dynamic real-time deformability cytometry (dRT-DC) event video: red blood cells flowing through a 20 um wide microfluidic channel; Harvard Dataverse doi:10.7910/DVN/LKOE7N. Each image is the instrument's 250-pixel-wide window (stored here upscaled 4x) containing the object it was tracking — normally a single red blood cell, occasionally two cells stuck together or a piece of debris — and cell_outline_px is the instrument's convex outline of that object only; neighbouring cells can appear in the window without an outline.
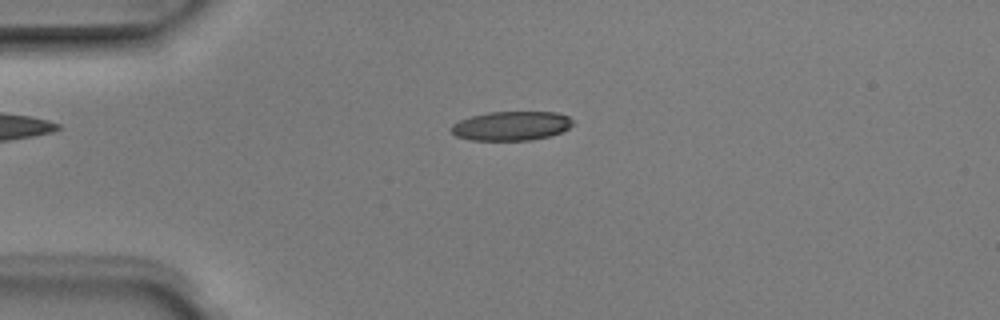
{"species": "Egyptian fruit bat (a non-hibernating species)", "species_latin": "Rousettus aegyptiacus", "temperature_condition": "room temperature", "stored_images_in_passage": 5, "camera_frame_rate_fps": 3000, "um_per_image_px": 0.085, "animal": {"sex": "male"}, "frame": {"image": 1, "passage_image": 4, "time_ms": 1.0, "image_size_px": [1000, 320], "cell_outline_px": [[572, 124], [568, 128], [560, 132], [548, 136], [532, 140], [472, 140], [456, 136], [448, 128], [452, 124], [460, 120], [472, 116], [488, 112], [556, 112], [568, 116], [572, 120]], "centroid_in_image_um": [43.43, 10.7], "position_along_channel_um": 41.6, "area_um2": 20.58}}